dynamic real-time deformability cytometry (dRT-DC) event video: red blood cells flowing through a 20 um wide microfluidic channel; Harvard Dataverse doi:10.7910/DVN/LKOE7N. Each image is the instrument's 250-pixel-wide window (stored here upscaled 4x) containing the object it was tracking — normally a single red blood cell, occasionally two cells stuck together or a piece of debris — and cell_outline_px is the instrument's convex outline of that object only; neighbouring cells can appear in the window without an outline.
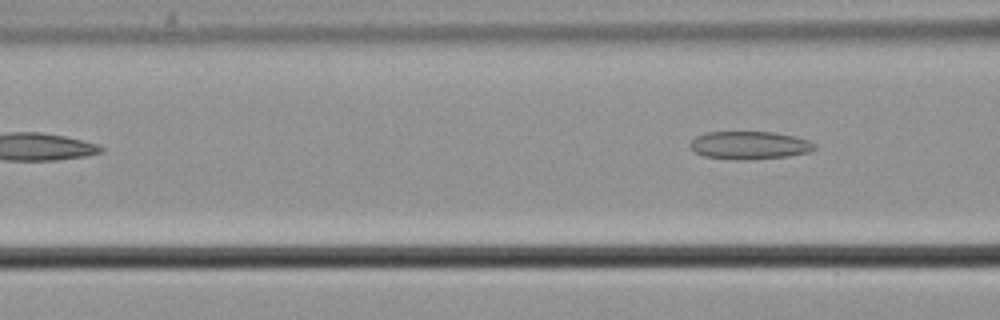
{"species": "common noctule bat (a hibernating species)", "species_latin": "Nyctalus noctula", "temperature_condition": "cold", "stored_images_in_passage": 5, "camera_frame_rate_fps": 3000, "um_per_image_px": 0.085, "animal": {"sex": "male", "body_mass_g": 21.5, "forearm_length_mm": 52.0}, "frame": {"image": 1, "passage_image": 5, "time_ms": 1.333, "image_size_px": [1000, 320], "cell_outline_px": [[816, 148], [808, 152], [788, 156], [736, 160], [704, 156], [696, 152], [688, 144], [696, 136], [708, 132], [776, 132], [808, 140], [816, 144]], "centroid_in_image_um": [63.7, 12.34], "position_along_channel_um": 102.9, "area_um2": 20.06}}